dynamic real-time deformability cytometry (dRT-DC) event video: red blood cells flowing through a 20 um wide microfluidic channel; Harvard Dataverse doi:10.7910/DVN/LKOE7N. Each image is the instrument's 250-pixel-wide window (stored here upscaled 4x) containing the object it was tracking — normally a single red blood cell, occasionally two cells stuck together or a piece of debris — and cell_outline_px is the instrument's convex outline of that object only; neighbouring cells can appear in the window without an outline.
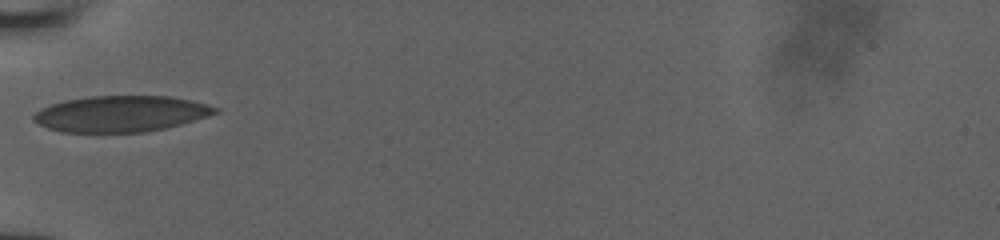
{"species": "human", "species_latin": "Homo sapiens", "temperature_condition": "room temperature", "stored_images_in_passage": 28, "camera_frame_rate_fps": 3000, "um_per_image_px": 0.085, "donor": {"sex": "male"}, "frame": {"image": 1, "passage_image": 1, "time_ms": 0.0, "image_size_px": [1000, 240], "cell_outline_px": [[220, 112], [208, 116], [180, 124], [164, 128], [144, 132], [60, 132], [48, 128], [32, 120], [32, 116], [40, 108], [48, 104], [64, 100], [92, 96], [168, 96], [192, 100], [208, 104], [220, 108]], "centroid_in_image_um": [10.26, 9.66], "position_along_channel_um": 74.7, "area_um2": 38.32}}
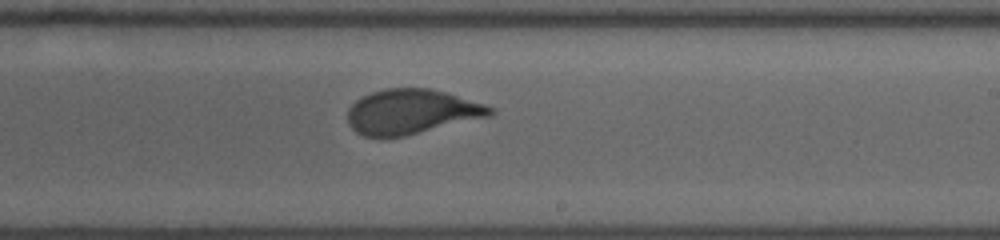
{"frame": {"image": 2, "passage_image": 14, "time_ms": 4.333, "image_size_px": [1000, 240], "cell_outline_px": [[496, 112], [492, 116], [404, 136], [364, 136], [356, 132], [348, 124], [348, 108], [356, 100], [372, 92], [384, 88], [432, 88], [448, 92], [496, 108]], "centroid_in_image_um": [35.02, 9.48], "position_along_channel_um": 254.0, "area_um2": 37.34}}
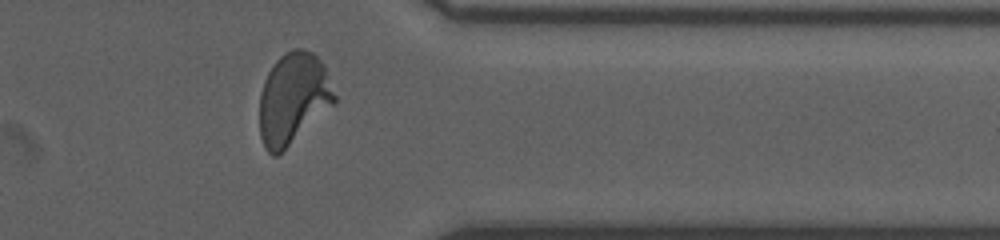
{"frame": {"image": 3, "passage_image": 24, "time_ms": 7.667, "image_size_px": [1000, 240], "cell_outline_px": [[336, 100], [332, 104], [276, 156], [272, 156], [264, 148], [260, 136], [260, 92], [264, 80], [268, 72], [276, 60], [284, 52], [292, 48], [300, 48], [312, 52], [324, 64], [336, 96]], "centroid_in_image_um": [24.89, 8.32], "position_along_channel_um": 386.5, "area_um2": 39.25}}